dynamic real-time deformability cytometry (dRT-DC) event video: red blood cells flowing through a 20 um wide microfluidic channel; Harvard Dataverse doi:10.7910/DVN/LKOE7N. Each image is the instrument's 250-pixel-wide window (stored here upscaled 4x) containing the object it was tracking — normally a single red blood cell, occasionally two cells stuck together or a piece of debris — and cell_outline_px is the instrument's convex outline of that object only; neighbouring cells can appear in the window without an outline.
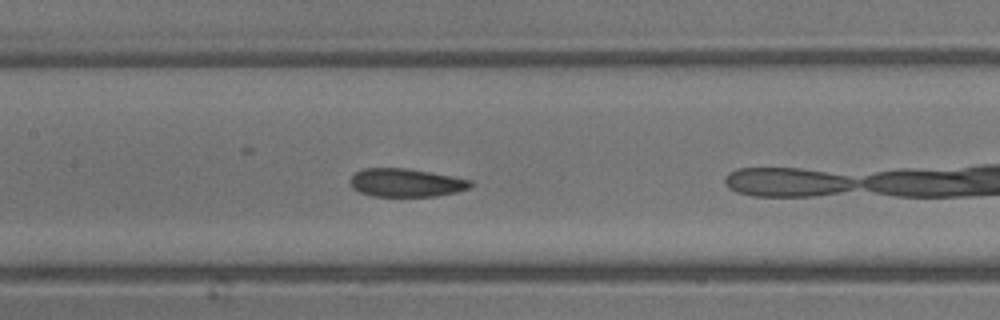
{"species": "common noctule bat (a hibernating species)", "species_latin": "Nyctalus noctula", "temperature_condition": "warm", "stored_images_in_passage": 22, "camera_frame_rate_fps": 3000, "um_per_image_px": 0.085, "animal": {"sex": "male", "body_mass_g": 13.3}, "frame": {"image": 1, "passage_image": 16, "time_ms": 5.0, "image_size_px": [1000, 320], "cell_outline_px": [[472, 184], [468, 188], [456, 192], [436, 196], [372, 196], [360, 192], [352, 188], [352, 176], [356, 172], [364, 168], [408, 168], [472, 180]], "centroid_in_image_um": [34.51, 15.53], "position_along_channel_um": 172.9, "area_um2": 19.59}}
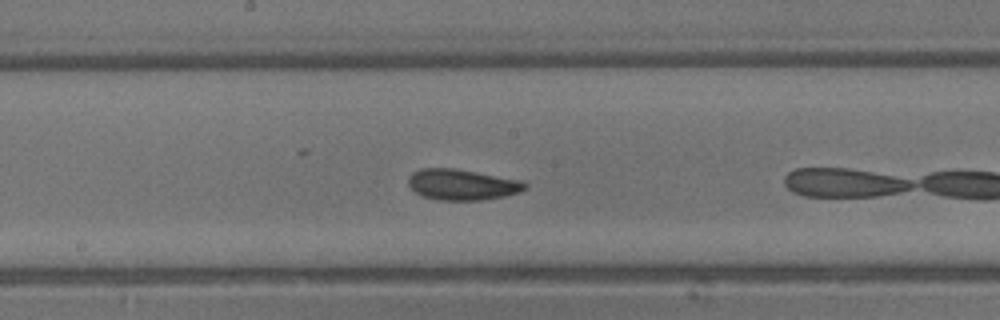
{"frame": {"image": 2, "passage_image": 18, "time_ms": 5.667, "image_size_px": [1000, 320], "cell_outline_px": [[528, 188], [520, 192], [504, 196], [480, 200], [440, 200], [424, 196], [416, 192], [408, 184], [408, 176], [412, 172], [420, 168], [456, 168], [524, 180], [528, 184]], "centroid_in_image_um": [39.32, 15.67], "position_along_channel_um": 208.9, "area_um2": 21.21}}